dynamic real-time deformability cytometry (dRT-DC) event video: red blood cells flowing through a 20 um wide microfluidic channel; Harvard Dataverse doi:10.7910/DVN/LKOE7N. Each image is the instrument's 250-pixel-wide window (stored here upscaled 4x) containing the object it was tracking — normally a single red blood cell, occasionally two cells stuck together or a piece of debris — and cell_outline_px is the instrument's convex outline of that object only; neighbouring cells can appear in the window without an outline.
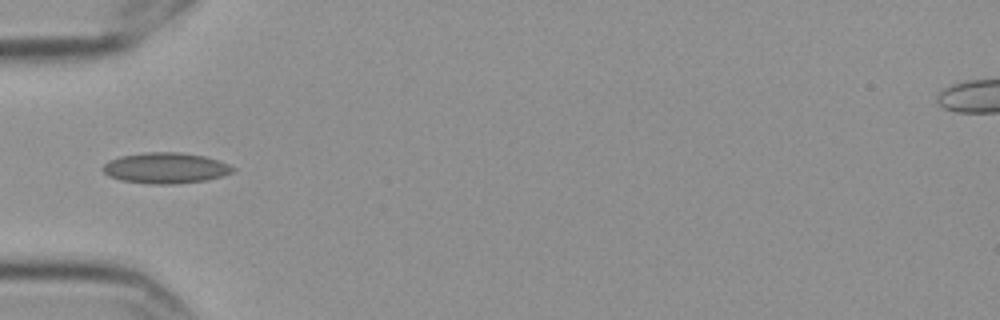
{"species": "Egyptian fruit bat (a non-hibernating species)", "species_latin": "Rousettus aegyptiacus", "temperature_condition": "cold", "stored_images_in_passage": 13, "camera_frame_rate_fps": 3000, "um_per_image_px": 0.085, "frame": {"image": 1, "passage_image": 3, "time_ms": 0.667, "image_size_px": [1000, 320], "cell_outline_px": [[236, 168], [232, 172], [208, 180], [172, 184], [148, 184], [120, 180], [108, 176], [100, 168], [104, 164], [120, 156], [148, 152], [180, 152], [204, 156], [228, 164]], "centroid_in_image_um": [14.05, 14.29], "position_along_channel_um": 71.0, "area_um2": 23.24}}
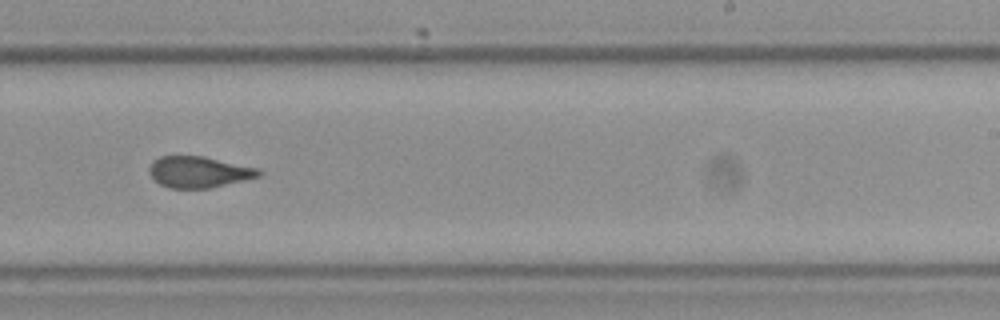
{"frame": {"image": 2, "passage_image": 8, "time_ms": 2.333, "image_size_px": [1000, 320], "cell_outline_px": [[260, 176], [212, 188], [168, 188], [160, 184], [148, 172], [148, 168], [152, 160], [160, 156], [204, 156], [256, 168], [260, 172]], "centroid_in_image_um": [16.84, 14.62], "position_along_channel_um": 272.2, "area_um2": 19.83}}
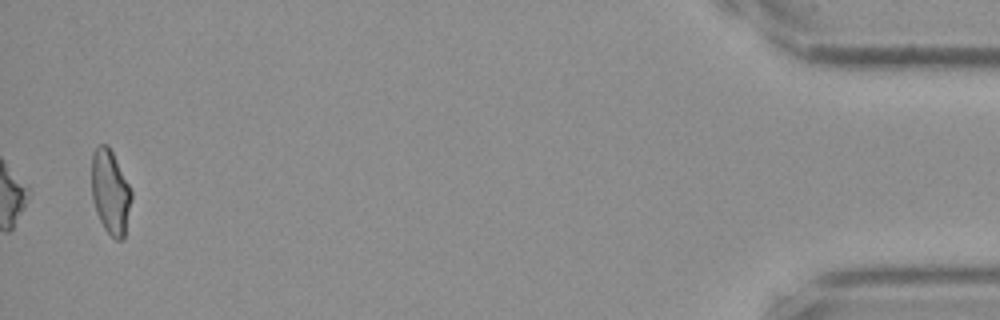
{"frame": {"image": 3, "passage_image": 13, "time_ms": 4.0, "image_size_px": [1000, 320], "cell_outline_px": [[132, 200], [124, 240], [116, 240], [104, 228], [96, 212], [92, 196], [92, 156], [96, 148], [100, 144], [108, 144], [132, 192]], "centroid_in_image_um": [9.39, 16.36], "position_along_channel_um": 425.8, "area_um2": 19.42}}